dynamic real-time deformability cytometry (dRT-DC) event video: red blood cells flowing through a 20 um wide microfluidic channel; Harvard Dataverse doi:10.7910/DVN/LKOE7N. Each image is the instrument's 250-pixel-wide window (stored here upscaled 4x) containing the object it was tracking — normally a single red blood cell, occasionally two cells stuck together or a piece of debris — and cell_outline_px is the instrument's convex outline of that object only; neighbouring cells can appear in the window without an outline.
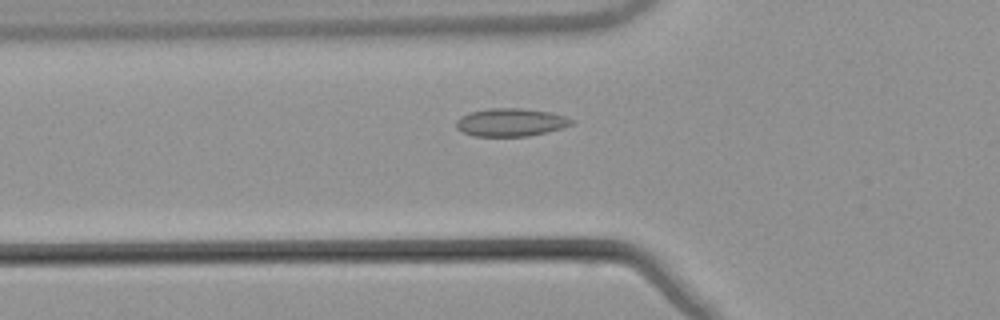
{"species": "common noctule bat (a hibernating species)", "species_latin": "Nyctalus noctula", "temperature_condition": "warm", "stored_images_in_passage": 38, "camera_frame_rate_fps": 3000, "um_per_image_px": 0.085, "animal": {"sex": "male", "body_mass_g": 21.5, "forearm_length_mm": 52.0}, "frame": {"image": 1, "passage_image": 4, "time_ms": 1.0, "image_size_px": [1000, 320], "cell_outline_px": [[576, 120], [572, 124], [564, 128], [548, 132], [528, 136], [472, 136], [456, 128], [456, 120], [460, 116], [468, 112], [488, 108], [524, 108], [552, 112]], "centroid_in_image_um": [43.43, 10.39], "position_along_channel_um": 82.4, "area_um2": 19.13}}
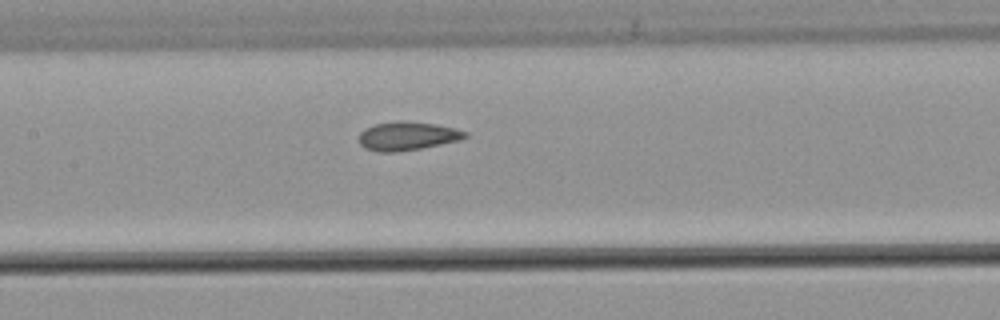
{"frame": {"image": 2, "passage_image": 11, "time_ms": 3.333, "image_size_px": [1000, 320], "cell_outline_px": [[468, 136], [460, 140], [420, 148], [396, 152], [376, 152], [364, 148], [360, 144], [360, 132], [364, 128], [376, 124], [400, 120], [436, 124], [456, 128], [468, 132]], "centroid_in_image_um": [34.63, 11.56], "position_along_channel_um": 172.8, "area_um2": 17.74}}
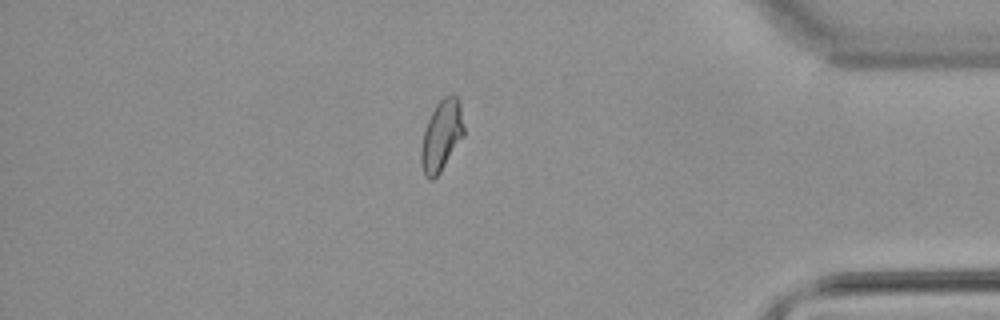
{"frame": {"image": 3, "passage_image": 31, "time_ms": 10.0, "image_size_px": [1000, 320], "cell_outline_px": [[464, 136], [440, 172], [432, 180], [428, 180], [424, 176], [420, 164], [420, 148], [424, 128], [436, 104], [444, 96], [456, 96], [460, 100], [464, 128]], "centroid_in_image_um": [37.51, 11.55], "position_along_channel_um": 397.7, "area_um2": 17.86}, "authors_computed_cell_mechanics": {"area_um2": 17.6001, "velocity_mm_per_s": 3.8449, "shape_relaxation_time_tau1_ms": null, "shape_relaxation_time_tau2_ms": 1.4826, "deformation_change_tau1": null, "deformation_change_tau2": 0.0612}}